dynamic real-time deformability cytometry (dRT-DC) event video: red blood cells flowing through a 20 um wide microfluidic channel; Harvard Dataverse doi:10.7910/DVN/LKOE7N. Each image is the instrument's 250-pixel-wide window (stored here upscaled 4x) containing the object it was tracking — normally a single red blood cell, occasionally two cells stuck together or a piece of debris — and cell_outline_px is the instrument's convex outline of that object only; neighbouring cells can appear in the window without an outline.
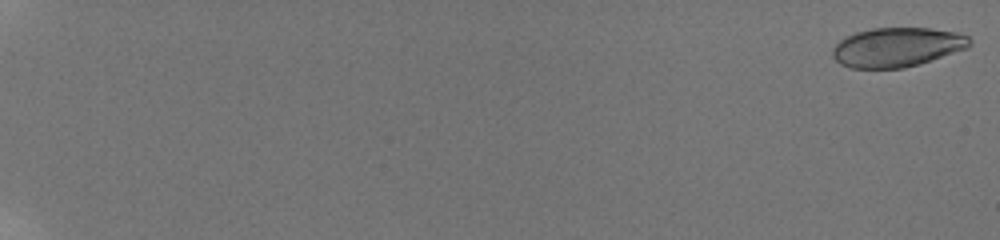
{"species": "human", "species_latin": "Homo sapiens", "temperature_condition": "room temperature", "stored_images_in_passage": 111, "camera_frame_rate_fps": 3000, "um_per_image_px": 0.085, "donor": {"sex": "male"}, "frame": {"image": 1, "passage_image": 1, "time_ms": 0.0, "image_size_px": [1000, 240], "cell_outline_px": [[972, 44], [968, 48], [920, 64], [904, 68], [852, 68], [840, 64], [832, 56], [832, 48], [840, 40], [856, 32], [872, 28], [932, 28], [956, 32], [968, 36], [972, 40]], "centroid_in_image_um": [76.27, 4.01], "position_along_channel_um": 8.7, "area_um2": 31.56}}
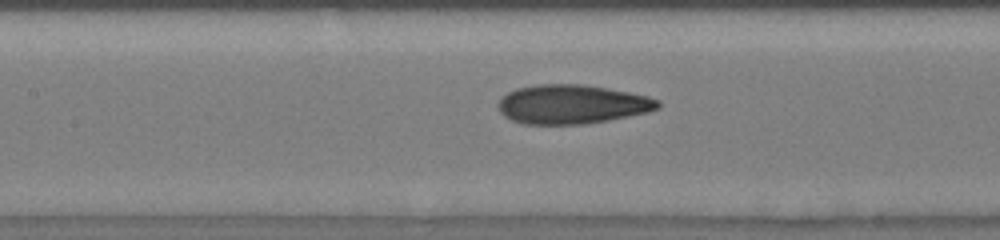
{"frame": {"image": 2, "passage_image": 61, "time_ms": 10.667, "image_size_px": [1000, 240], "cell_outline_px": [[660, 108], [648, 112], [588, 124], [524, 124], [512, 120], [504, 116], [500, 112], [496, 104], [508, 92], [516, 88], [540, 84], [580, 84], [628, 92], [648, 96], [660, 100]], "centroid_in_image_um": [48.61, 8.87], "position_along_channel_um": 158.8, "area_um2": 36.36}}
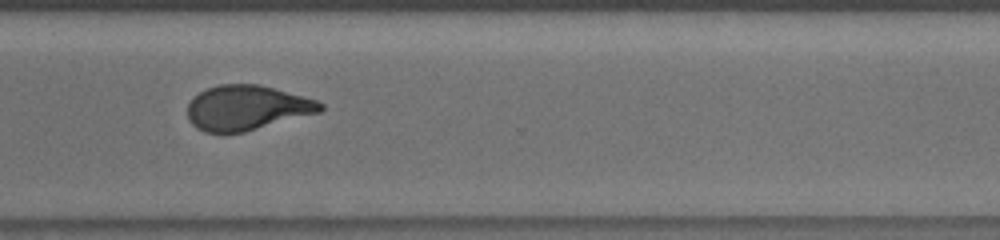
{"frame": {"image": 3, "passage_image": 94, "time_ms": 15.667, "image_size_px": [1000, 240], "cell_outline_px": [[324, 108], [320, 112], [244, 132], [204, 132], [196, 128], [188, 120], [188, 104], [192, 96], [208, 88], [220, 84], [260, 84], [304, 96], [316, 100], [324, 104]], "centroid_in_image_um": [20.97, 9.15], "position_along_channel_um": 349.6, "area_um2": 34.74}, "authors_computed_cell_mechanics": {"area_um2": 35.0846, "velocity_mm_per_s": 3.8272, "shape_relaxation_time_tau1_ms": 6.6187, "shape_relaxation_time_tau2_ms": 1.3029, "deformation_change_tau1": 0.2113, "deformation_change_tau2": 0.076}}